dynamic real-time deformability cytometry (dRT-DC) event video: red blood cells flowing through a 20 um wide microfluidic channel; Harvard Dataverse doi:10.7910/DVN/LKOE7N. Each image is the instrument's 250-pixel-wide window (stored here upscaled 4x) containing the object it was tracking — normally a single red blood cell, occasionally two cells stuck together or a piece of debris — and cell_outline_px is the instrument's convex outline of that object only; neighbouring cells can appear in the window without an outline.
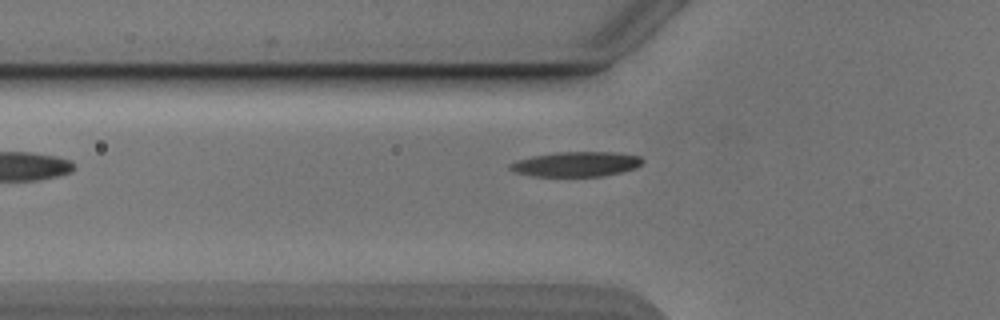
{"species": "Egyptian fruit bat (a non-hibernating species)", "species_latin": "Rousettus aegyptiacus", "temperature_condition": "cold", "stored_images_in_passage": 35, "camera_frame_rate_fps": 3000, "um_per_image_px": 0.085, "animal": {"sex": "male"}, "frame": {"image": 1, "passage_image": 2, "time_ms": 0.333, "image_size_px": [1000, 320], "cell_outline_px": [[644, 160], [636, 168], [604, 176], [532, 176], [512, 172], [508, 168], [508, 164], [516, 160], [532, 156], [556, 152], [616, 152], [640, 156]], "centroid_in_image_um": [48.93, 13.95], "position_along_channel_um": 76.9, "area_um2": 19.36}}
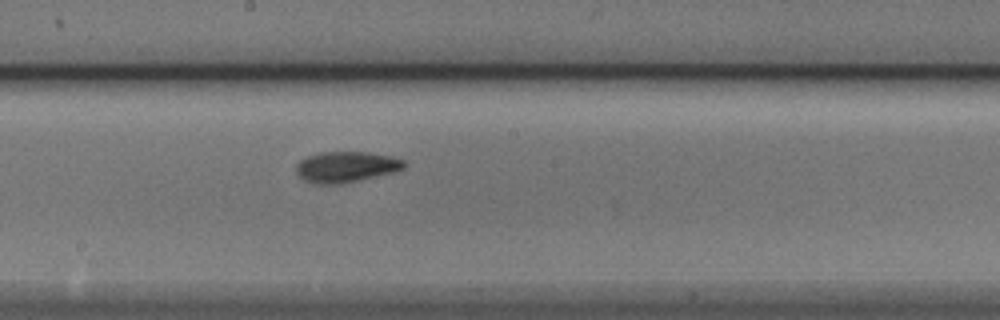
{"frame": {"image": 2, "passage_image": 13, "time_ms": 4.0, "image_size_px": [1000, 320], "cell_outline_px": [[408, 164], [404, 168], [396, 172], [344, 184], [312, 184], [304, 180], [296, 172], [296, 164], [300, 160], [308, 156], [320, 152], [364, 152], [392, 156], [404, 160]], "centroid_in_image_um": [29.44, 14.2], "position_along_channel_um": 218.8, "area_um2": 19.71}}
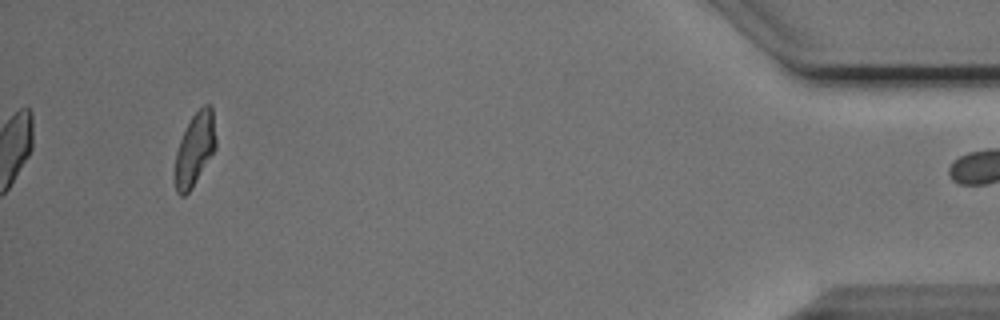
{"frame": {"image": 3, "passage_image": 34, "time_ms": 11.0, "image_size_px": [1000, 320], "cell_outline_px": [[216, 148], [192, 188], [184, 196], [180, 196], [176, 192], [172, 176], [176, 152], [180, 140], [192, 116], [204, 104], [212, 104], [216, 136]], "centroid_in_image_um": [16.53, 12.72], "position_along_channel_um": 418.7, "area_um2": 17.74}}